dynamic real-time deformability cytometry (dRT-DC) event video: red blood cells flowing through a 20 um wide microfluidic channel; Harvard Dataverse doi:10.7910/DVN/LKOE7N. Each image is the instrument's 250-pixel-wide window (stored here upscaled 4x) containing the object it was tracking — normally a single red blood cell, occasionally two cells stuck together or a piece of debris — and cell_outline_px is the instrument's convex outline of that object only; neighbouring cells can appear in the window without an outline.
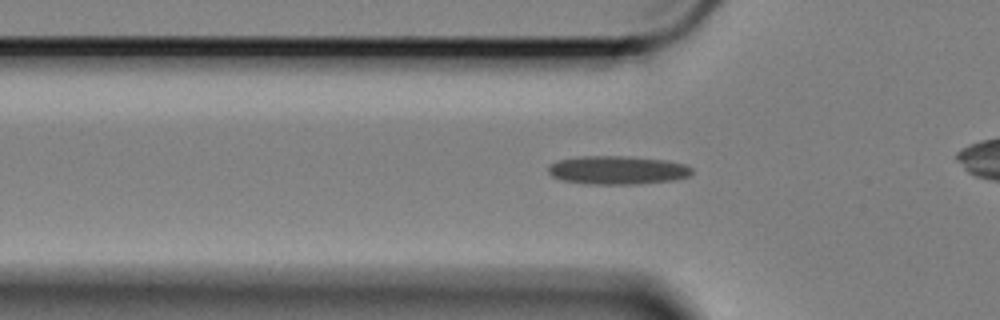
{"species": "Egyptian fruit bat (a non-hibernating species)", "species_latin": "Rousettus aegyptiacus", "temperature_condition": "cold", "stored_images_in_passage": 35, "camera_frame_rate_fps": 3000, "um_per_image_px": 0.085, "animal": {"sex": "female"}, "frame": {"image": 1, "passage_image": 6, "time_ms": 1.667, "image_size_px": [1000, 320], "cell_outline_px": [[692, 172], [688, 176], [676, 180], [640, 184], [584, 184], [560, 180], [552, 176], [548, 172], [548, 168], [552, 164], [560, 160], [580, 156], [624, 156], [668, 160], [684, 164], [692, 168]], "centroid_in_image_um": [52.5, 14.47], "position_along_channel_um": 73.3, "area_um2": 23.99}}
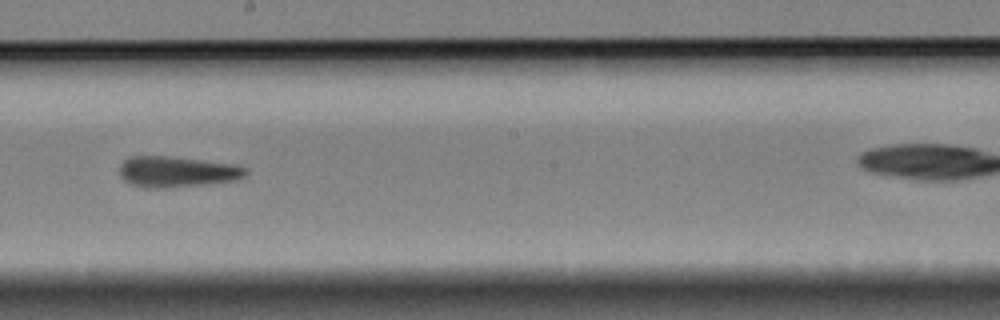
{"frame": {"image": 2, "passage_image": 20, "time_ms": 6.333, "image_size_px": [1000, 320], "cell_outline_px": [[248, 172], [244, 176], [232, 180], [204, 184], [164, 188], [144, 188], [132, 184], [124, 180], [120, 176], [120, 164], [128, 156], [164, 156], [232, 164], [248, 168]], "centroid_in_image_um": [14.98, 14.6], "position_along_channel_um": 233.2, "area_um2": 22.37}}
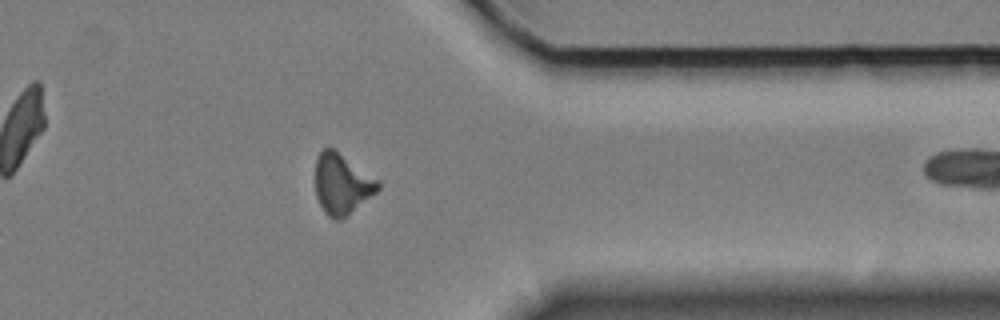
{"frame": {"image": 3, "passage_image": 34, "time_ms": 11.0, "image_size_px": [1000, 320], "cell_outline_px": [[380, 188], [376, 192], [340, 220], [336, 220], [328, 216], [324, 212], [316, 196], [316, 156], [324, 148], [332, 148], [380, 180]], "centroid_in_image_um": [29.06, 15.63], "position_along_channel_um": 382.3, "area_um2": 21.79}}